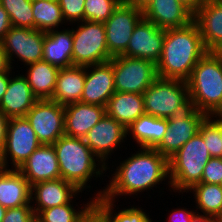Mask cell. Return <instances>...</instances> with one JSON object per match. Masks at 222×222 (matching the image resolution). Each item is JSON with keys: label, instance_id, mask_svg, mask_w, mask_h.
Masks as SVG:
<instances>
[{"label": "cell", "instance_id": "39", "mask_svg": "<svg viewBox=\"0 0 222 222\" xmlns=\"http://www.w3.org/2000/svg\"><path fill=\"white\" fill-rule=\"evenodd\" d=\"M197 212L193 210L189 211L186 208H179L172 210V213L169 215L168 222H191L192 217Z\"/></svg>", "mask_w": 222, "mask_h": 222}, {"label": "cell", "instance_id": "37", "mask_svg": "<svg viewBox=\"0 0 222 222\" xmlns=\"http://www.w3.org/2000/svg\"><path fill=\"white\" fill-rule=\"evenodd\" d=\"M201 183L222 185V158L209 159L205 165Z\"/></svg>", "mask_w": 222, "mask_h": 222}, {"label": "cell", "instance_id": "2", "mask_svg": "<svg viewBox=\"0 0 222 222\" xmlns=\"http://www.w3.org/2000/svg\"><path fill=\"white\" fill-rule=\"evenodd\" d=\"M207 52L194 21L181 28L165 29L162 54L156 63L157 75L187 81L194 66Z\"/></svg>", "mask_w": 222, "mask_h": 222}, {"label": "cell", "instance_id": "8", "mask_svg": "<svg viewBox=\"0 0 222 222\" xmlns=\"http://www.w3.org/2000/svg\"><path fill=\"white\" fill-rule=\"evenodd\" d=\"M41 145L35 131L25 117L8 119L5 144L0 152V167L7 169L10 160L12 161L11 168L19 169Z\"/></svg>", "mask_w": 222, "mask_h": 222}, {"label": "cell", "instance_id": "25", "mask_svg": "<svg viewBox=\"0 0 222 222\" xmlns=\"http://www.w3.org/2000/svg\"><path fill=\"white\" fill-rule=\"evenodd\" d=\"M85 82V66L60 68L52 101L62 106L81 101Z\"/></svg>", "mask_w": 222, "mask_h": 222}, {"label": "cell", "instance_id": "28", "mask_svg": "<svg viewBox=\"0 0 222 222\" xmlns=\"http://www.w3.org/2000/svg\"><path fill=\"white\" fill-rule=\"evenodd\" d=\"M27 66L29 68L24 77L27 79L33 94L38 100L52 99L60 68L43 60L28 64Z\"/></svg>", "mask_w": 222, "mask_h": 222}, {"label": "cell", "instance_id": "32", "mask_svg": "<svg viewBox=\"0 0 222 222\" xmlns=\"http://www.w3.org/2000/svg\"><path fill=\"white\" fill-rule=\"evenodd\" d=\"M34 29L48 32L63 24L64 18L58 0L32 1Z\"/></svg>", "mask_w": 222, "mask_h": 222}, {"label": "cell", "instance_id": "13", "mask_svg": "<svg viewBox=\"0 0 222 222\" xmlns=\"http://www.w3.org/2000/svg\"><path fill=\"white\" fill-rule=\"evenodd\" d=\"M45 34L46 32L37 29L12 26L0 42L10 66L15 55L25 65L41 61Z\"/></svg>", "mask_w": 222, "mask_h": 222}, {"label": "cell", "instance_id": "26", "mask_svg": "<svg viewBox=\"0 0 222 222\" xmlns=\"http://www.w3.org/2000/svg\"><path fill=\"white\" fill-rule=\"evenodd\" d=\"M106 114L127 129L145 114L143 95L116 91L107 103Z\"/></svg>", "mask_w": 222, "mask_h": 222}, {"label": "cell", "instance_id": "29", "mask_svg": "<svg viewBox=\"0 0 222 222\" xmlns=\"http://www.w3.org/2000/svg\"><path fill=\"white\" fill-rule=\"evenodd\" d=\"M94 215L101 222H152L150 216L142 208L131 207L120 210L118 213L113 208L114 201L103 195L94 198ZM114 214V215H113ZM150 218V219H149Z\"/></svg>", "mask_w": 222, "mask_h": 222}, {"label": "cell", "instance_id": "51", "mask_svg": "<svg viewBox=\"0 0 222 222\" xmlns=\"http://www.w3.org/2000/svg\"><path fill=\"white\" fill-rule=\"evenodd\" d=\"M216 222H222V214L216 217Z\"/></svg>", "mask_w": 222, "mask_h": 222}, {"label": "cell", "instance_id": "38", "mask_svg": "<svg viewBox=\"0 0 222 222\" xmlns=\"http://www.w3.org/2000/svg\"><path fill=\"white\" fill-rule=\"evenodd\" d=\"M2 222H36V214L32 209V205L9 208L6 210Z\"/></svg>", "mask_w": 222, "mask_h": 222}, {"label": "cell", "instance_id": "44", "mask_svg": "<svg viewBox=\"0 0 222 222\" xmlns=\"http://www.w3.org/2000/svg\"><path fill=\"white\" fill-rule=\"evenodd\" d=\"M186 7H188L193 13H195L199 7L204 4L205 0H179Z\"/></svg>", "mask_w": 222, "mask_h": 222}, {"label": "cell", "instance_id": "48", "mask_svg": "<svg viewBox=\"0 0 222 222\" xmlns=\"http://www.w3.org/2000/svg\"><path fill=\"white\" fill-rule=\"evenodd\" d=\"M6 208H4L3 206L0 205V222H2V219L5 216V212H6Z\"/></svg>", "mask_w": 222, "mask_h": 222}, {"label": "cell", "instance_id": "24", "mask_svg": "<svg viewBox=\"0 0 222 222\" xmlns=\"http://www.w3.org/2000/svg\"><path fill=\"white\" fill-rule=\"evenodd\" d=\"M73 37L72 29L46 32L43 44V61L58 68L72 67Z\"/></svg>", "mask_w": 222, "mask_h": 222}, {"label": "cell", "instance_id": "5", "mask_svg": "<svg viewBox=\"0 0 222 222\" xmlns=\"http://www.w3.org/2000/svg\"><path fill=\"white\" fill-rule=\"evenodd\" d=\"M211 158L202 135L198 132L168 159V185L175 192H186L201 183L205 165Z\"/></svg>", "mask_w": 222, "mask_h": 222}, {"label": "cell", "instance_id": "17", "mask_svg": "<svg viewBox=\"0 0 222 222\" xmlns=\"http://www.w3.org/2000/svg\"><path fill=\"white\" fill-rule=\"evenodd\" d=\"M142 14L163 29L187 26L194 17V13L179 0H151L142 8Z\"/></svg>", "mask_w": 222, "mask_h": 222}, {"label": "cell", "instance_id": "3", "mask_svg": "<svg viewBox=\"0 0 222 222\" xmlns=\"http://www.w3.org/2000/svg\"><path fill=\"white\" fill-rule=\"evenodd\" d=\"M52 145L59 163L60 178L72 183L81 193L86 187H91L87 186L91 177L103 176V171L109 169L91 151L84 138L64 134Z\"/></svg>", "mask_w": 222, "mask_h": 222}, {"label": "cell", "instance_id": "31", "mask_svg": "<svg viewBox=\"0 0 222 222\" xmlns=\"http://www.w3.org/2000/svg\"><path fill=\"white\" fill-rule=\"evenodd\" d=\"M191 190L197 204L195 208L201 210L203 215L216 218L222 214V185L197 183L186 192Z\"/></svg>", "mask_w": 222, "mask_h": 222}, {"label": "cell", "instance_id": "10", "mask_svg": "<svg viewBox=\"0 0 222 222\" xmlns=\"http://www.w3.org/2000/svg\"><path fill=\"white\" fill-rule=\"evenodd\" d=\"M207 117V114L190 105L184 111L168 118V129L155 149L167 159L171 158L199 132L200 125Z\"/></svg>", "mask_w": 222, "mask_h": 222}, {"label": "cell", "instance_id": "9", "mask_svg": "<svg viewBox=\"0 0 222 222\" xmlns=\"http://www.w3.org/2000/svg\"><path fill=\"white\" fill-rule=\"evenodd\" d=\"M109 61L113 65L118 92L143 94L158 77L156 64L150 60L118 55Z\"/></svg>", "mask_w": 222, "mask_h": 222}, {"label": "cell", "instance_id": "42", "mask_svg": "<svg viewBox=\"0 0 222 222\" xmlns=\"http://www.w3.org/2000/svg\"><path fill=\"white\" fill-rule=\"evenodd\" d=\"M11 71L12 68L8 72L0 74V102L8 87L10 76L12 75L10 74L12 73Z\"/></svg>", "mask_w": 222, "mask_h": 222}, {"label": "cell", "instance_id": "35", "mask_svg": "<svg viewBox=\"0 0 222 222\" xmlns=\"http://www.w3.org/2000/svg\"><path fill=\"white\" fill-rule=\"evenodd\" d=\"M123 0H85L84 20L104 23Z\"/></svg>", "mask_w": 222, "mask_h": 222}, {"label": "cell", "instance_id": "19", "mask_svg": "<svg viewBox=\"0 0 222 222\" xmlns=\"http://www.w3.org/2000/svg\"><path fill=\"white\" fill-rule=\"evenodd\" d=\"M30 186L60 178L59 163L53 145L38 147L18 169Z\"/></svg>", "mask_w": 222, "mask_h": 222}, {"label": "cell", "instance_id": "16", "mask_svg": "<svg viewBox=\"0 0 222 222\" xmlns=\"http://www.w3.org/2000/svg\"><path fill=\"white\" fill-rule=\"evenodd\" d=\"M115 92L113 65L110 61L85 66L81 102L106 107Z\"/></svg>", "mask_w": 222, "mask_h": 222}, {"label": "cell", "instance_id": "27", "mask_svg": "<svg viewBox=\"0 0 222 222\" xmlns=\"http://www.w3.org/2000/svg\"><path fill=\"white\" fill-rule=\"evenodd\" d=\"M167 129V119L143 114L127 128V135L132 134L140 148H155L162 141Z\"/></svg>", "mask_w": 222, "mask_h": 222}, {"label": "cell", "instance_id": "14", "mask_svg": "<svg viewBox=\"0 0 222 222\" xmlns=\"http://www.w3.org/2000/svg\"><path fill=\"white\" fill-rule=\"evenodd\" d=\"M164 38L165 29L142 17L134 27L127 49L121 55L150 60L156 64L162 54Z\"/></svg>", "mask_w": 222, "mask_h": 222}, {"label": "cell", "instance_id": "47", "mask_svg": "<svg viewBox=\"0 0 222 222\" xmlns=\"http://www.w3.org/2000/svg\"><path fill=\"white\" fill-rule=\"evenodd\" d=\"M213 52L222 57V43Z\"/></svg>", "mask_w": 222, "mask_h": 222}, {"label": "cell", "instance_id": "7", "mask_svg": "<svg viewBox=\"0 0 222 222\" xmlns=\"http://www.w3.org/2000/svg\"><path fill=\"white\" fill-rule=\"evenodd\" d=\"M76 30L72 28L73 66H89L109 61L113 56L108 52L105 26L102 22L84 20Z\"/></svg>", "mask_w": 222, "mask_h": 222}, {"label": "cell", "instance_id": "40", "mask_svg": "<svg viewBox=\"0 0 222 222\" xmlns=\"http://www.w3.org/2000/svg\"><path fill=\"white\" fill-rule=\"evenodd\" d=\"M12 27L9 15L6 10L0 5V42L4 35Z\"/></svg>", "mask_w": 222, "mask_h": 222}, {"label": "cell", "instance_id": "21", "mask_svg": "<svg viewBox=\"0 0 222 222\" xmlns=\"http://www.w3.org/2000/svg\"><path fill=\"white\" fill-rule=\"evenodd\" d=\"M205 48L214 51L222 43V0H205L194 13Z\"/></svg>", "mask_w": 222, "mask_h": 222}, {"label": "cell", "instance_id": "11", "mask_svg": "<svg viewBox=\"0 0 222 222\" xmlns=\"http://www.w3.org/2000/svg\"><path fill=\"white\" fill-rule=\"evenodd\" d=\"M25 118L42 145H52L65 134V108L51 99L38 100Z\"/></svg>", "mask_w": 222, "mask_h": 222}, {"label": "cell", "instance_id": "30", "mask_svg": "<svg viewBox=\"0 0 222 222\" xmlns=\"http://www.w3.org/2000/svg\"><path fill=\"white\" fill-rule=\"evenodd\" d=\"M71 202L42 210L36 216V222H86L94 214L95 200H90L78 211Z\"/></svg>", "mask_w": 222, "mask_h": 222}, {"label": "cell", "instance_id": "43", "mask_svg": "<svg viewBox=\"0 0 222 222\" xmlns=\"http://www.w3.org/2000/svg\"><path fill=\"white\" fill-rule=\"evenodd\" d=\"M11 68L6 52L0 44V74L8 72Z\"/></svg>", "mask_w": 222, "mask_h": 222}, {"label": "cell", "instance_id": "6", "mask_svg": "<svg viewBox=\"0 0 222 222\" xmlns=\"http://www.w3.org/2000/svg\"><path fill=\"white\" fill-rule=\"evenodd\" d=\"M145 114L168 119L190 106L187 81L157 77L143 92Z\"/></svg>", "mask_w": 222, "mask_h": 222}, {"label": "cell", "instance_id": "22", "mask_svg": "<svg viewBox=\"0 0 222 222\" xmlns=\"http://www.w3.org/2000/svg\"><path fill=\"white\" fill-rule=\"evenodd\" d=\"M38 101L24 75L10 76L9 84L0 102V110L10 119L25 117Z\"/></svg>", "mask_w": 222, "mask_h": 222}, {"label": "cell", "instance_id": "34", "mask_svg": "<svg viewBox=\"0 0 222 222\" xmlns=\"http://www.w3.org/2000/svg\"><path fill=\"white\" fill-rule=\"evenodd\" d=\"M212 118L214 119L212 120ZM199 133L202 135L211 157L222 158V139L219 132V114L208 115V117L200 125Z\"/></svg>", "mask_w": 222, "mask_h": 222}, {"label": "cell", "instance_id": "23", "mask_svg": "<svg viewBox=\"0 0 222 222\" xmlns=\"http://www.w3.org/2000/svg\"><path fill=\"white\" fill-rule=\"evenodd\" d=\"M0 205L6 209L32 205L31 186L18 169L0 167Z\"/></svg>", "mask_w": 222, "mask_h": 222}, {"label": "cell", "instance_id": "50", "mask_svg": "<svg viewBox=\"0 0 222 222\" xmlns=\"http://www.w3.org/2000/svg\"><path fill=\"white\" fill-rule=\"evenodd\" d=\"M219 132L222 139V116L219 114Z\"/></svg>", "mask_w": 222, "mask_h": 222}, {"label": "cell", "instance_id": "4", "mask_svg": "<svg viewBox=\"0 0 222 222\" xmlns=\"http://www.w3.org/2000/svg\"><path fill=\"white\" fill-rule=\"evenodd\" d=\"M190 105L207 115L222 111V57L208 51L187 80Z\"/></svg>", "mask_w": 222, "mask_h": 222}, {"label": "cell", "instance_id": "33", "mask_svg": "<svg viewBox=\"0 0 222 222\" xmlns=\"http://www.w3.org/2000/svg\"><path fill=\"white\" fill-rule=\"evenodd\" d=\"M9 15L12 26L34 29L31 0H0Z\"/></svg>", "mask_w": 222, "mask_h": 222}, {"label": "cell", "instance_id": "46", "mask_svg": "<svg viewBox=\"0 0 222 222\" xmlns=\"http://www.w3.org/2000/svg\"><path fill=\"white\" fill-rule=\"evenodd\" d=\"M124 1L128 4L134 5V6L142 9L151 0H124Z\"/></svg>", "mask_w": 222, "mask_h": 222}, {"label": "cell", "instance_id": "12", "mask_svg": "<svg viewBox=\"0 0 222 222\" xmlns=\"http://www.w3.org/2000/svg\"><path fill=\"white\" fill-rule=\"evenodd\" d=\"M142 17L141 8L123 0L104 22L107 49L113 57L121 55L127 49L134 27Z\"/></svg>", "mask_w": 222, "mask_h": 222}, {"label": "cell", "instance_id": "18", "mask_svg": "<svg viewBox=\"0 0 222 222\" xmlns=\"http://www.w3.org/2000/svg\"><path fill=\"white\" fill-rule=\"evenodd\" d=\"M80 192L62 178L36 183L31 186V202L36 204L32 209L37 216L42 210L69 203Z\"/></svg>", "mask_w": 222, "mask_h": 222}, {"label": "cell", "instance_id": "1", "mask_svg": "<svg viewBox=\"0 0 222 222\" xmlns=\"http://www.w3.org/2000/svg\"><path fill=\"white\" fill-rule=\"evenodd\" d=\"M116 167L115 174L103 191L97 192L95 198L104 196L115 202L117 196L138 195L145 190L156 187L163 180L169 179L168 159L155 148H143L131 154ZM166 178V179H165Z\"/></svg>", "mask_w": 222, "mask_h": 222}, {"label": "cell", "instance_id": "49", "mask_svg": "<svg viewBox=\"0 0 222 222\" xmlns=\"http://www.w3.org/2000/svg\"><path fill=\"white\" fill-rule=\"evenodd\" d=\"M86 222H101L94 214Z\"/></svg>", "mask_w": 222, "mask_h": 222}, {"label": "cell", "instance_id": "45", "mask_svg": "<svg viewBox=\"0 0 222 222\" xmlns=\"http://www.w3.org/2000/svg\"><path fill=\"white\" fill-rule=\"evenodd\" d=\"M191 222H216V218L197 213L192 217Z\"/></svg>", "mask_w": 222, "mask_h": 222}, {"label": "cell", "instance_id": "36", "mask_svg": "<svg viewBox=\"0 0 222 222\" xmlns=\"http://www.w3.org/2000/svg\"><path fill=\"white\" fill-rule=\"evenodd\" d=\"M64 21L78 23L84 21L85 0H58Z\"/></svg>", "mask_w": 222, "mask_h": 222}, {"label": "cell", "instance_id": "41", "mask_svg": "<svg viewBox=\"0 0 222 222\" xmlns=\"http://www.w3.org/2000/svg\"><path fill=\"white\" fill-rule=\"evenodd\" d=\"M8 117L0 110V152L2 151L7 134Z\"/></svg>", "mask_w": 222, "mask_h": 222}, {"label": "cell", "instance_id": "20", "mask_svg": "<svg viewBox=\"0 0 222 222\" xmlns=\"http://www.w3.org/2000/svg\"><path fill=\"white\" fill-rule=\"evenodd\" d=\"M65 135L84 138L106 114V107L84 102L64 106Z\"/></svg>", "mask_w": 222, "mask_h": 222}, {"label": "cell", "instance_id": "15", "mask_svg": "<svg viewBox=\"0 0 222 222\" xmlns=\"http://www.w3.org/2000/svg\"><path fill=\"white\" fill-rule=\"evenodd\" d=\"M127 138V129L112 117L105 116L84 137L91 151L107 166V159Z\"/></svg>", "mask_w": 222, "mask_h": 222}]
</instances>
